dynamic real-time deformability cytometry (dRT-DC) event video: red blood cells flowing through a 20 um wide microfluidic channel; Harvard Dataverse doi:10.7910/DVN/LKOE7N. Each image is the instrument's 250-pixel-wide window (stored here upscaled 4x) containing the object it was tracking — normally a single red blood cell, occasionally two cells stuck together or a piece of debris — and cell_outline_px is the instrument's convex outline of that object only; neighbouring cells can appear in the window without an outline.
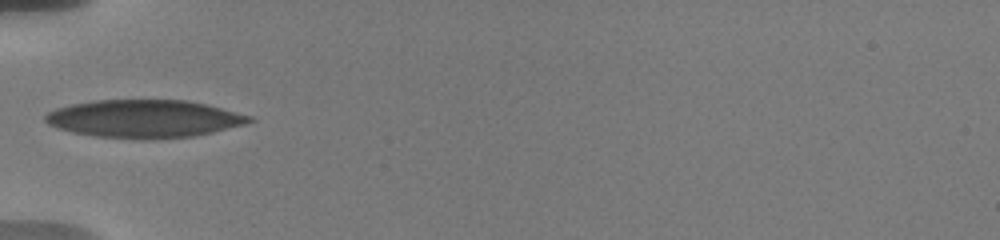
{"species": "human", "species_latin": "Homo sapiens", "temperature_condition": "warm", "stored_images_in_passage": 8, "camera_frame_rate_fps": 3000, "um_per_image_px": 0.085, "donor": {"sex": "male"}, "frame": {"image": 1, "passage_image": 1, "time_ms": 0.0, "image_size_px": [1000, 240], "cell_outline_px": [[256, 120], [244, 124], [196, 136], [144, 140], [96, 136], [72, 132], [56, 128], [48, 124], [44, 120], [44, 116], [48, 112], [56, 108], [72, 104], [96, 100], [188, 100], [252, 116]], "centroid_in_image_um": [12.23, 10.1], "position_along_channel_um": 72.8, "area_um2": 45.03}}
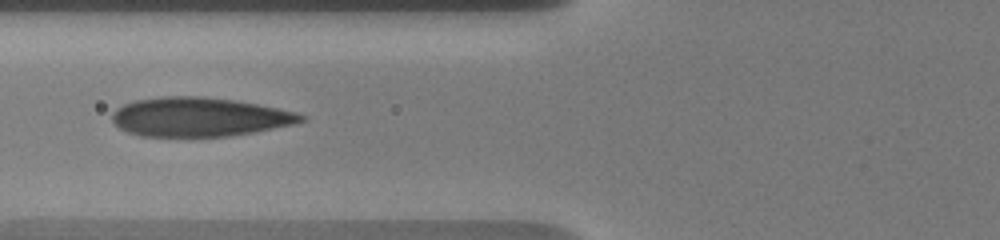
{"frame": {"image": 2, "passage_image": 7, "time_ms": 1.0, "image_size_px": [1000, 240], "cell_outline_px": [[308, 120], [292, 124], [256, 132], [232, 136], [140, 136], [128, 132], [120, 128], [112, 120], [112, 112], [116, 108], [124, 104], [136, 100], [160, 96], [204, 96], [232, 100], [256, 104], [296, 112], [308, 116]], "centroid_in_image_um": [16.95, 9.94], "position_along_channel_um": 108.9, "area_um2": 43.06}}